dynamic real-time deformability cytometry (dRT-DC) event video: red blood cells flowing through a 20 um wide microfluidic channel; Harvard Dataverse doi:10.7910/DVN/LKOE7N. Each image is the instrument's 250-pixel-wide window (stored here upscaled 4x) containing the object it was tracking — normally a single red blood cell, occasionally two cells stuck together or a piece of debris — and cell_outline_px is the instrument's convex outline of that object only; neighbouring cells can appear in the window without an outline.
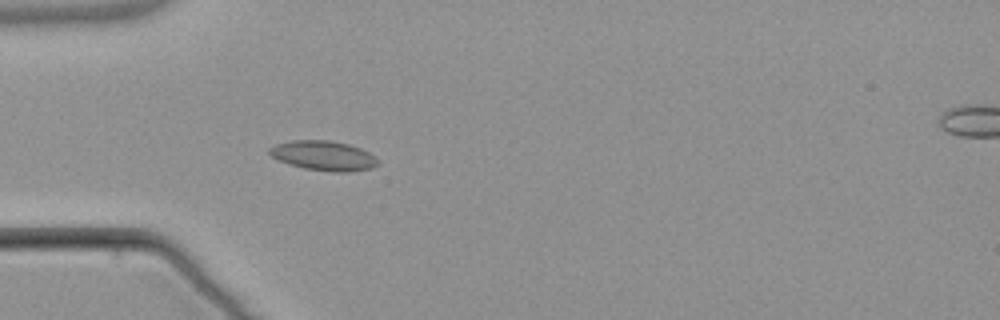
{"species": "common noctule bat (a hibernating species)", "species_latin": "Nyctalus noctula", "temperature_condition": "warm", "stored_images_in_passage": 5, "camera_frame_rate_fps": 3000, "um_per_image_px": 0.085, "animal": {"sex": "male", "body_mass_g": 21.5, "forearm_length_mm": 52.0}, "frame": {"image": 1, "passage_image": 4, "time_ms": 3.667, "image_size_px": [1000, 320], "cell_outline_px": [[380, 160], [372, 168], [348, 172], [332, 172], [304, 168], [288, 164], [272, 156], [268, 152], [268, 148], [276, 144], [292, 140], [328, 140], [348, 144], [360, 148], [368, 152]], "centroid_in_image_um": [27.5, 13.23], "position_along_channel_um": 57.5, "area_um2": 18.73}}